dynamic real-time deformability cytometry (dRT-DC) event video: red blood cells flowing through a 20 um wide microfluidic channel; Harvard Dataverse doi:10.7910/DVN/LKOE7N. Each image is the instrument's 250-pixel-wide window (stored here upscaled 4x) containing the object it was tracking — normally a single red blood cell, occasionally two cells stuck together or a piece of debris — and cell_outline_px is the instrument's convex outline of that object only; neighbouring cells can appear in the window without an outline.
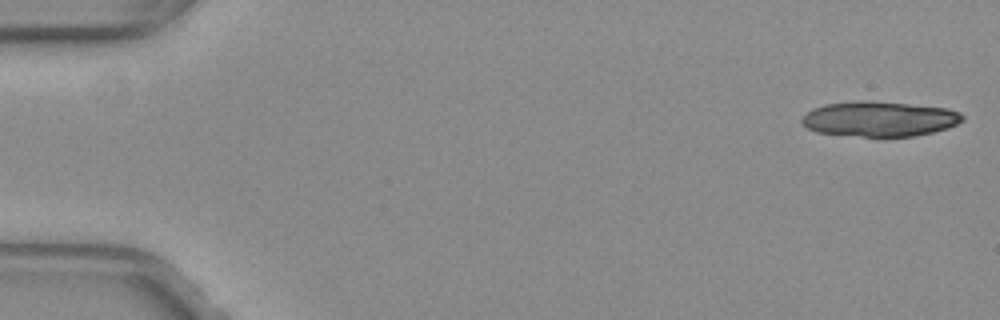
{"species": "common noctule bat (a hibernating species)", "species_latin": "Nyctalus noctula", "temperature_condition": "warm", "stored_images_in_passage": 16, "camera_frame_rate_fps": 3000, "um_per_image_px": 0.085, "animal": {"sex": "female", "body_mass_g": 29.2, "forearm_length_mm": 56.3}, "frame": {"image": 1, "passage_image": 1, "time_ms": 0.0, "image_size_px": [1000, 320], "cell_outline_px": [[964, 120], [948, 128], [916, 136], [864, 136], [816, 132], [808, 128], [800, 120], [812, 108], [824, 104], [856, 100], [868, 100], [948, 108], [960, 112], [964, 116]], "centroid_in_image_um": [74.77, 10.09], "position_along_channel_um": 10.2, "area_um2": 32.83}}